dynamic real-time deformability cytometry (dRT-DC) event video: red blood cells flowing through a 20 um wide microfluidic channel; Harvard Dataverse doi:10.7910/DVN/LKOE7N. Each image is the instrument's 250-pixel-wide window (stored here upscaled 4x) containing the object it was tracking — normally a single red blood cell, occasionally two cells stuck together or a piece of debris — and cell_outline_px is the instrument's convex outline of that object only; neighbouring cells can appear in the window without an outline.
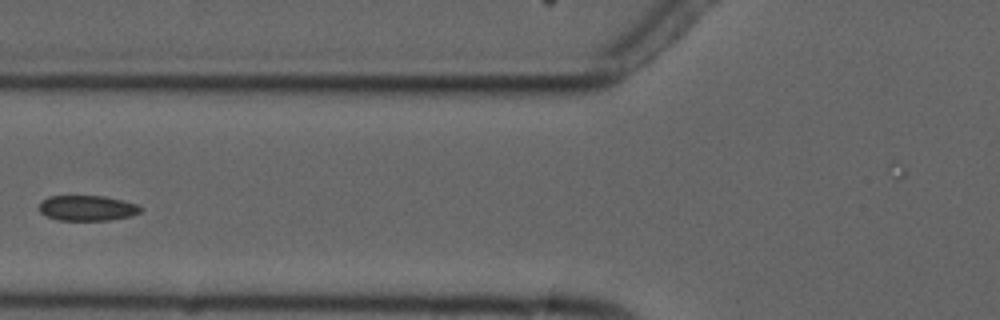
{"species": "common noctule bat (a hibernating species)", "species_latin": "Nyctalus noctula", "temperature_condition": "cold", "stored_images_in_passage": 6, "camera_frame_rate_fps": 3000, "um_per_image_px": 0.085, "animal": {"sex": "male", "forearm_length_mm": 52.5}, "frame": {"image": 1, "passage_image": 5, "time_ms": 4.667, "image_size_px": [1000, 320], "cell_outline_px": [[144, 208], [140, 212], [132, 216], [108, 220], [60, 220], [44, 216], [40, 212], [40, 200], [48, 196], [104, 196], [136, 204]], "centroid_in_image_um": [7.39, 17.69], "position_along_channel_um": 118.4, "area_um2": 15.03}}
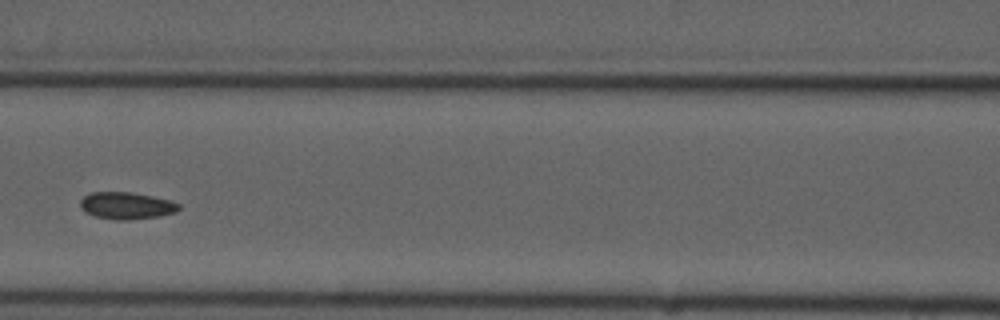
{"frame": {"image": 2, "passage_image": 6, "time_ms": 5.667, "image_size_px": [1000, 320], "cell_outline_px": [[180, 208], [176, 212], [160, 216], [128, 220], [116, 220], [96, 216], [84, 212], [80, 208], [80, 200], [84, 196], [92, 192], [132, 192], [152, 196], [168, 200], [180, 204]], "centroid_in_image_um": [10.73, 17.48], "position_along_channel_um": 155.9, "area_um2": 15.55}}